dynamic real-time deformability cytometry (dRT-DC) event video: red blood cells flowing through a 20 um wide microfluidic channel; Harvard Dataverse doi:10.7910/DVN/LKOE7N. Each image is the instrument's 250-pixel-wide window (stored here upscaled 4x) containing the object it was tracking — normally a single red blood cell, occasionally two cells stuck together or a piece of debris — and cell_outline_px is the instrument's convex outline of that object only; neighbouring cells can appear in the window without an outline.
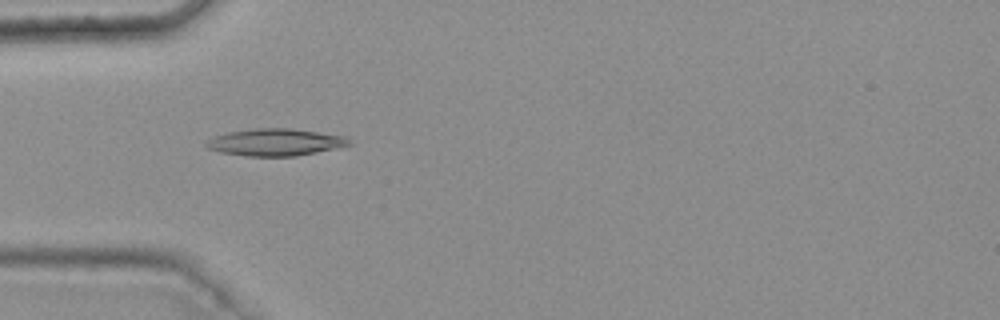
{"species": "common noctule bat (a hibernating species)", "species_latin": "Nyctalus noctula", "temperature_condition": "warm", "stored_images_in_passage": 47, "camera_frame_rate_fps": 3000, "um_per_image_px": 0.085, "animal": {"sex": "female", "body_mass_g": 25.1}, "frame": {"image": 1, "passage_image": 16, "time_ms": 5.0, "image_size_px": [1000, 320], "cell_outline_px": [[352, 144], [336, 148], [296, 156], [248, 156], [220, 152], [208, 148], [204, 144], [208, 140], [216, 136], [228, 132], [256, 128], [292, 128], [344, 136]], "centroid_in_image_um": [23.39, 12.09], "position_along_channel_um": 61.6, "area_um2": 22.31}}
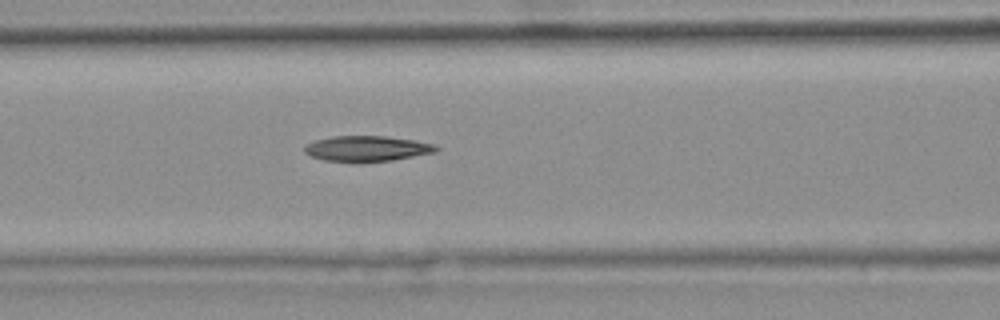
{"frame": {"image": 2, "passage_image": 22, "time_ms": 7.0, "image_size_px": [1000, 320], "cell_outline_px": [[440, 148], [436, 152], [392, 160], [324, 160], [312, 156], [304, 152], [304, 148], [308, 144], [316, 140], [332, 136], [384, 136], [416, 140], [436, 144]], "centroid_in_image_um": [31.26, 12.6], "position_along_channel_um": 135.3, "area_um2": 19.02}}
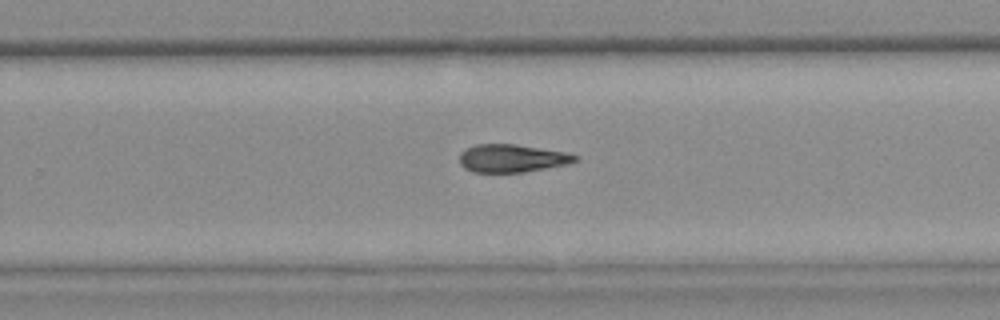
{"frame": {"image": 3, "passage_image": 34, "time_ms": 11.0, "image_size_px": [1000, 320], "cell_outline_px": [[580, 160], [568, 164], [524, 172], [472, 172], [464, 168], [460, 164], [460, 152], [476, 144], [516, 144], [564, 152], [580, 156]], "centroid_in_image_um": [43.53, 13.46], "position_along_channel_um": 286.3, "area_um2": 18.84}}